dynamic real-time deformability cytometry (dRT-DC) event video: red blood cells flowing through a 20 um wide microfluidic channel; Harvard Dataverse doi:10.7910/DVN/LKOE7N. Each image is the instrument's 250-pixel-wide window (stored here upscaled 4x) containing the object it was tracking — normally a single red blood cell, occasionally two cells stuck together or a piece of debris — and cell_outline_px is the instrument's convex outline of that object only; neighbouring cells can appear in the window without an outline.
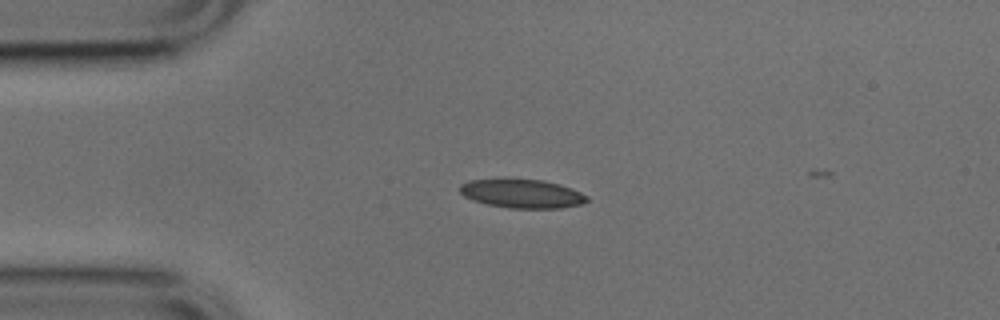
{"species": "common noctule bat (a hibernating species)", "species_latin": "Nyctalus noctula", "temperature_condition": "cold", "stored_images_in_passage": 3, "camera_frame_rate_fps": 3000, "um_per_image_px": 0.085, "animal": {"sex": "male", "body_mass_g": 17.9, "forearm_length_mm": 54.2}, "frame": {"image": 1, "passage_image": 1, "time_ms": 0.0, "image_size_px": [1000, 320], "cell_outline_px": [[588, 200], [580, 204], [560, 208], [508, 208], [488, 204], [472, 200], [464, 196], [460, 192], [460, 184], [468, 180], [544, 180], [560, 184], [572, 188], [588, 196]], "centroid_in_image_um": [44.38, 16.47], "position_along_channel_um": 40.6, "area_um2": 21.04}}